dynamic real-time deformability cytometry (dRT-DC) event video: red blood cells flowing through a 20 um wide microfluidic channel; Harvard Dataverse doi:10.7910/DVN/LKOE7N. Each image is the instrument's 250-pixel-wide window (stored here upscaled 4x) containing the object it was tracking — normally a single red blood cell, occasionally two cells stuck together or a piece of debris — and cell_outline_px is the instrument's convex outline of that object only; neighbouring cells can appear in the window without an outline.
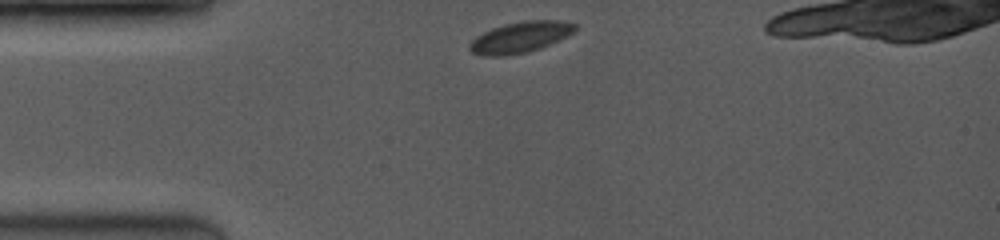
{"species": "common noctule bat (a hibernating species)", "species_latin": "Nyctalus noctula", "temperature_condition": "room temperature", "stored_images_in_passage": 43, "camera_frame_rate_fps": 3500, "um_per_image_px": 0.085, "animal": {"sex": "female", "body_mass_g": 19.0, "forearm_length_mm": 53.3}, "frame": {"image": 1, "passage_image": 1, "time_ms": 0.0, "image_size_px": [1000, 240], "cell_outline_px": [[576, 28], [572, 32], [540, 48], [524, 52], [504, 56], [484, 56], [472, 52], [468, 48], [468, 44], [476, 36], [492, 28], [504, 24], [524, 20], [560, 20], [576, 24]], "centroid_in_image_um": [44.16, 3.15], "position_along_channel_um": 40.8, "area_um2": 18.73}}
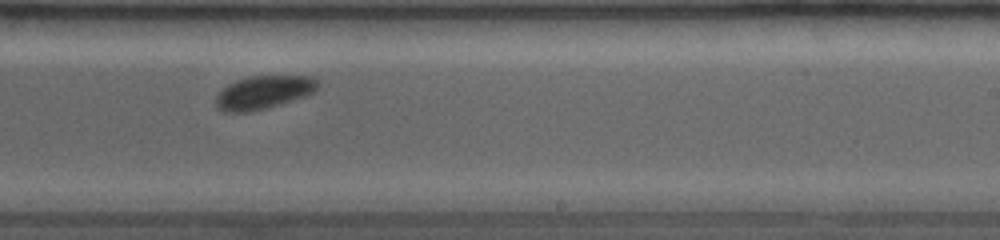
{"frame": {"image": 2, "passage_image": 25, "time_ms": 6.286, "image_size_px": [1000, 240], "cell_outline_px": [[320, 84], [312, 92], [304, 96], [268, 108], [248, 112], [224, 112], [216, 108], [216, 96], [228, 84], [236, 80], [248, 76], [312, 76], [320, 80]], "centroid_in_image_um": [22.4, 7.85], "position_along_channel_um": 266.6, "area_um2": 19.77}}
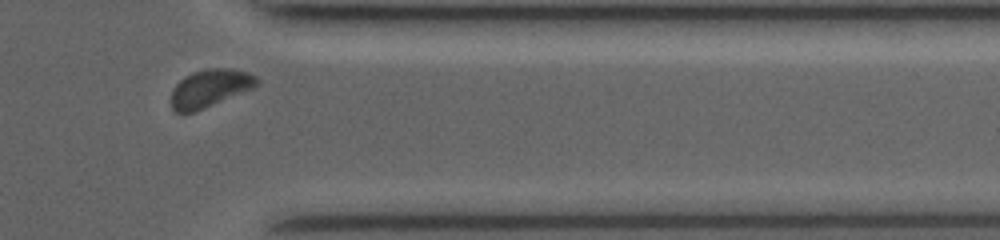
{"frame": {"image": 3, "passage_image": 38, "time_ms": 9.429, "image_size_px": [1000, 240], "cell_outline_px": [[260, 84], [256, 88], [196, 112], [176, 112], [172, 108], [172, 88], [184, 76], [192, 72], [204, 68], [232, 68], [248, 72], [256, 76], [260, 80]], "centroid_in_image_um": [17.9, 7.49], "position_along_channel_um": 393.5, "area_um2": 19.36}, "authors_computed_cell_mechanics": {"area_um2": 19.2474, "velocity_mm_per_s": 4.025, "shape_relaxation_time_tau1_ms": 1.1451, "shape_relaxation_time_tau2_ms": null, "deformation_change_tau1": 0.0621, "deformation_change_tau2": null}}